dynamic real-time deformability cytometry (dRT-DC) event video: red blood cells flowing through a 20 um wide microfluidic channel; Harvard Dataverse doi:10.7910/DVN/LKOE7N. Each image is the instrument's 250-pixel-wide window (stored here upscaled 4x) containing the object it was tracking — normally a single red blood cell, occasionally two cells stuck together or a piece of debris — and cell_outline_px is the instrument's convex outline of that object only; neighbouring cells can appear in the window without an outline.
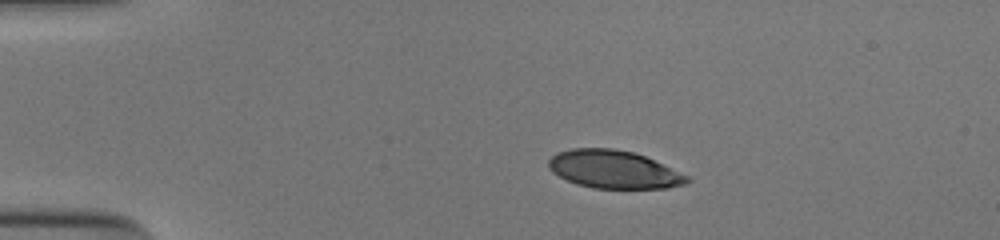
{"species": "human", "species_latin": "Homo sapiens", "temperature_condition": "cold", "stored_images_in_passage": 43, "camera_frame_rate_fps": 3000, "um_per_image_px": 0.085, "donor": {"sex": "male"}, "frame": {"image": 1, "passage_image": 1, "time_ms": 0.0, "image_size_px": [1000, 240], "cell_outline_px": [[692, 180], [688, 184], [668, 188], [592, 188], [576, 184], [552, 172], [548, 168], [548, 160], [556, 152], [572, 148], [612, 148], [632, 152], [644, 156], [688, 176]], "centroid_in_image_um": [52.15, 14.4], "position_along_channel_um": 32.8, "area_um2": 30.58}}
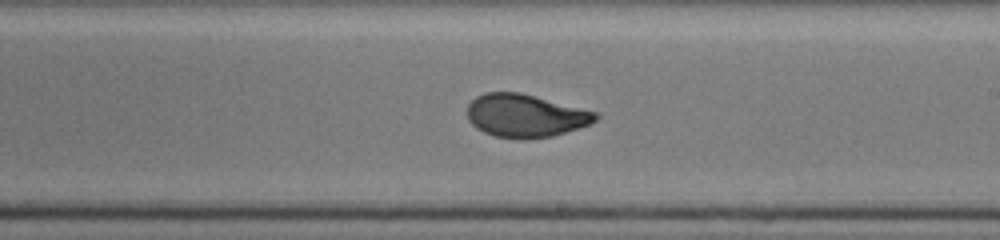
{"frame": {"image": 2, "passage_image": 22, "time_ms": 7.0, "image_size_px": [1000, 240], "cell_outline_px": [[600, 116], [592, 124], [552, 136], [524, 140], [520, 140], [496, 136], [484, 132], [476, 128], [468, 120], [468, 104], [476, 96], [484, 92], [520, 92], [600, 112]], "centroid_in_image_um": [44.7, 9.83], "position_along_channel_um": 244.3, "area_um2": 32.6}}
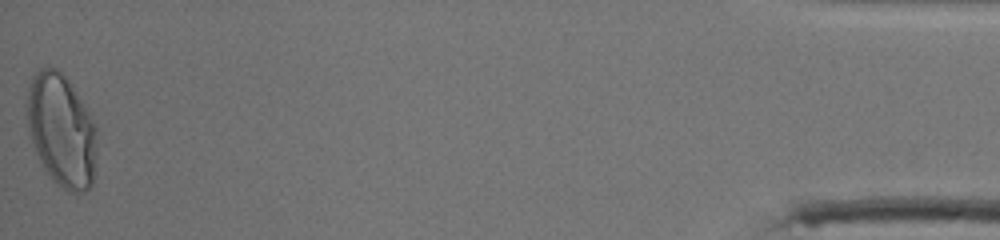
{"frame": {"image": 3, "passage_image": 43, "time_ms": 14.0, "image_size_px": [1000, 240], "cell_outline_px": [[96, 172], [92, 184], [84, 192], [68, 192], [56, 184], [52, 180], [44, 168], [36, 152], [28, 132], [24, 104], [28, 88], [32, 76], [40, 68], [56, 68], [72, 84], [88, 112], [96, 128]], "centroid_in_image_um": [5.2, 11.09], "position_along_channel_um": 430.0, "area_um2": 46.47}, "authors_computed_cell_mechanics": {"area_um2": 33.1194, "velocity_mm_per_s": 3.9027, "shape_relaxation_time_tau1_ms": 5.4921, "shape_relaxation_time_tau2_ms": 0.8134, "deformation_change_tau1": 0.2077, "deformation_change_tau2": 0.0593}}